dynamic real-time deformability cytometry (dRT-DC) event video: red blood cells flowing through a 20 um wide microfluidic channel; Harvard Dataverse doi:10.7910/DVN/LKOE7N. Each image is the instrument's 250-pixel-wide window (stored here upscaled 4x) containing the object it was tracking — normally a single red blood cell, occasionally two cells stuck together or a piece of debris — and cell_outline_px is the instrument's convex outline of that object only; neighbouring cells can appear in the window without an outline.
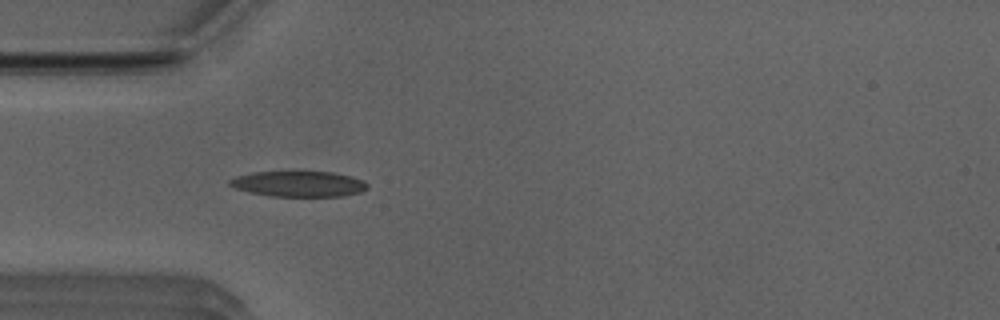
{"species": "Egyptian fruit bat (a non-hibernating species)", "species_latin": "Rousettus aegyptiacus", "temperature_condition": "room temperature", "stored_images_in_passage": 43, "camera_frame_rate_fps": 3000, "um_per_image_px": 0.085, "animal": {"sex": "male"}, "frame": {"image": 1, "passage_image": 6, "time_ms": 1.667, "image_size_px": [1000, 320], "cell_outline_px": [[368, 188], [360, 192], [344, 196], [272, 196], [248, 192], [236, 188], [228, 184], [228, 180], [236, 176], [252, 172], [332, 172], [352, 176], [364, 180], [368, 184]], "centroid_in_image_um": [25.4, 15.63], "position_along_channel_um": 59.6, "area_um2": 20.58}}
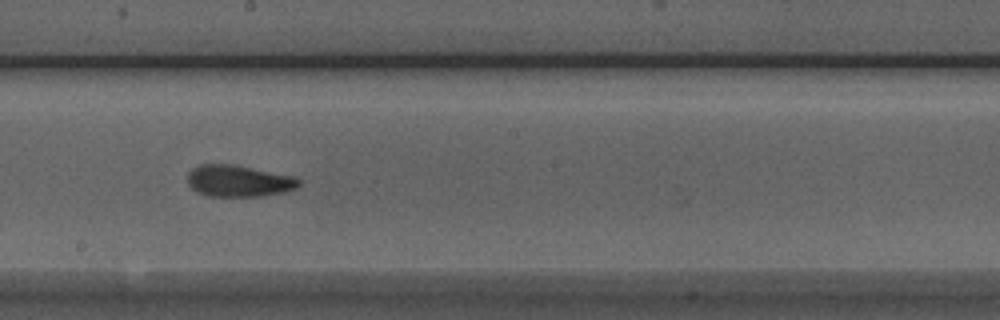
{"frame": {"image": 2, "passage_image": 19, "time_ms": 6.0, "image_size_px": [1000, 320], "cell_outline_px": [[300, 184], [296, 188], [284, 192], [260, 196], [208, 196], [196, 192], [188, 184], [188, 172], [192, 168], [200, 164], [232, 164], [296, 176], [300, 180]], "centroid_in_image_um": [20.28, 15.37], "position_along_channel_um": 227.9, "area_um2": 20.63}}
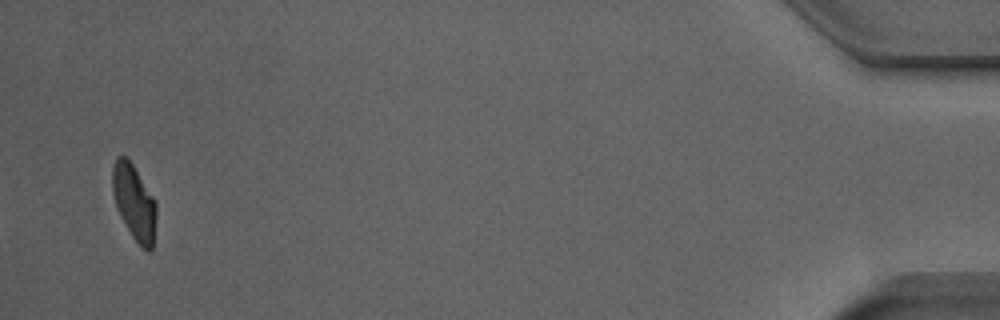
{"frame": {"image": 3, "passage_image": 41, "time_ms": 13.333, "image_size_px": [1000, 320], "cell_outline_px": [[156, 216], [152, 248], [148, 252], [140, 248], [132, 236], [120, 216], [112, 192], [112, 164], [116, 156], [124, 156], [132, 164], [156, 200]], "centroid_in_image_um": [11.4, 17.2], "position_along_channel_um": 423.8, "area_um2": 19.31}, "authors_computed_cell_mechanics": {"area_um2": 20.4034, "velocity_mm_per_s": 3.9201, "shape_relaxation_time_tau1_ms": 4.0663, "shape_relaxation_time_tau2_ms": 1.7517, "deformation_change_tau1": 0.1681, "deformation_change_tau2": 0.0939}}